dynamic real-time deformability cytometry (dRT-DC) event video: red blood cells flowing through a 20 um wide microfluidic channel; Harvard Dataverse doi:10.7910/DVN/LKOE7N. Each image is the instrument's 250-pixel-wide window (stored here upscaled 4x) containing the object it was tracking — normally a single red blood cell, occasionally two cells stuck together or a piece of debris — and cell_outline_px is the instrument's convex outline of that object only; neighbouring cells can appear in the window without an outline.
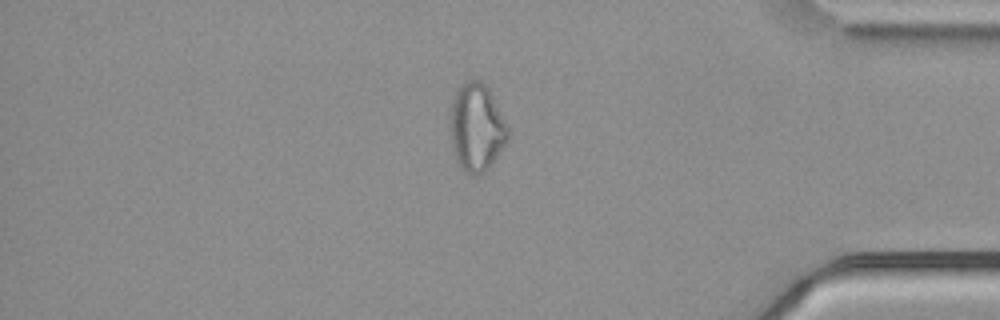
{"species": "common noctule bat (a hibernating species)", "species_latin": "Nyctalus noctula", "temperature_condition": "cold", "stored_images_in_passage": 54, "camera_frame_rate_fps": 3000, "um_per_image_px": 0.085, "animal": {"sex": "male", "body_mass_g": 21.5, "forearm_length_mm": 52.0}, "frame": {"image": 1, "passage_image": 46, "time_ms": 15.0, "image_size_px": [1000, 320], "cell_outline_px": [[508, 140], [488, 168], [484, 172], [476, 176], [472, 176], [464, 172], [460, 168], [456, 160], [452, 148], [448, 124], [448, 120], [452, 100], [460, 84], [468, 80], [480, 80], [488, 88], [508, 128]], "centroid_in_image_um": [40.45, 10.86], "position_along_channel_um": 394.8, "area_um2": 29.77}}